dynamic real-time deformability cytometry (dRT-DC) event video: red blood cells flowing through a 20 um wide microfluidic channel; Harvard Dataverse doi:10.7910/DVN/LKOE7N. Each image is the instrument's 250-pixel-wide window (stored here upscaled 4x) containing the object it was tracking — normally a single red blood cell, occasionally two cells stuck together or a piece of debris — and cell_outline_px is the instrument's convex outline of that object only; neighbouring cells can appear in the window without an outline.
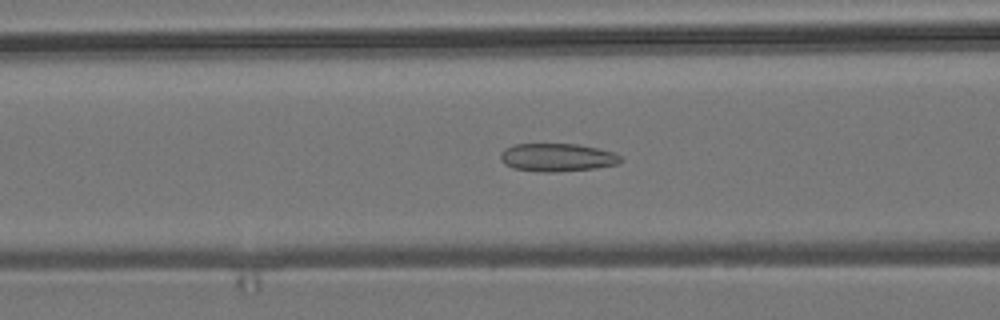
{"species": "common noctule bat (a hibernating species)", "species_latin": "Nyctalus noctula", "temperature_condition": "room temperature", "stored_images_in_passage": 49, "camera_frame_rate_fps": 3000, "um_per_image_px": 0.085, "animal": {"sex": "male", "body_mass_g": 19.2, "forearm_length_mm": 51.8}, "frame": {"image": 1, "passage_image": 21, "time_ms": 6.667, "image_size_px": [1000, 320], "cell_outline_px": [[624, 160], [620, 164], [596, 168], [556, 172], [544, 172], [512, 168], [504, 164], [500, 160], [500, 152], [504, 148], [516, 144], [576, 144], [616, 152]], "centroid_in_image_um": [47.38, 13.38], "position_along_channel_um": 119.2, "area_um2": 19.88}}
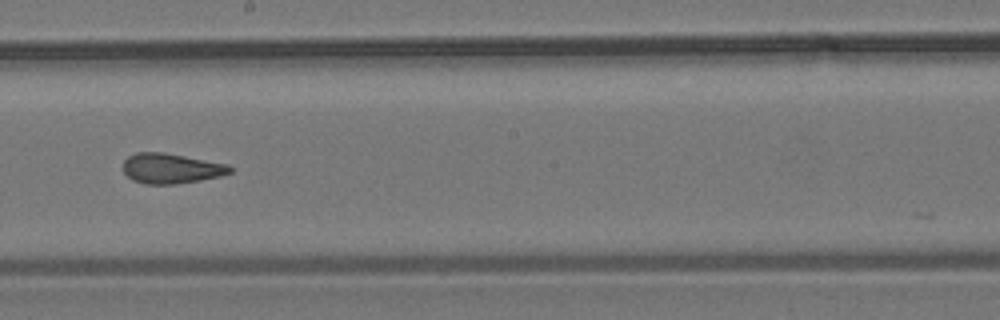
{"frame": {"image": 2, "passage_image": 30, "time_ms": 9.667, "image_size_px": [1000, 320], "cell_outline_px": [[232, 172], [220, 176], [200, 180], [176, 184], [144, 184], [132, 180], [124, 172], [124, 160], [128, 156], [136, 152], [164, 152], [228, 164], [232, 168]], "centroid_in_image_um": [14.54, 14.31], "position_along_channel_um": 233.7, "area_um2": 18.79}}
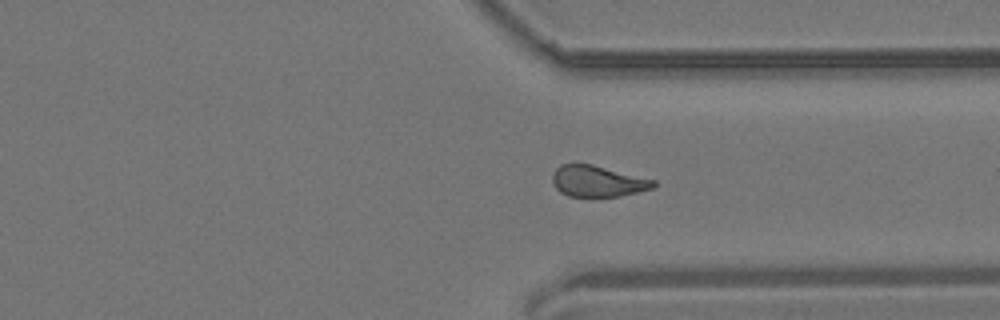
{"frame": {"image": 3, "passage_image": 40, "time_ms": 13.0, "image_size_px": [1000, 320], "cell_outline_px": [[656, 184], [652, 188], [620, 196], [568, 196], [560, 192], [556, 188], [552, 180], [552, 176], [556, 168], [560, 164], [592, 164], [656, 180]], "centroid_in_image_um": [50.79, 15.39], "position_along_channel_um": 360.6, "area_um2": 18.21}, "authors_computed_cell_mechanics": {"area_um2": 19.4208, "velocity_mm_per_s": 3.8127, "shape_relaxation_time_tau1_ms": null, "shape_relaxation_time_tau2_ms": 1.4785, "deformation_change_tau1": null, "deformation_change_tau2": 0.0971}}